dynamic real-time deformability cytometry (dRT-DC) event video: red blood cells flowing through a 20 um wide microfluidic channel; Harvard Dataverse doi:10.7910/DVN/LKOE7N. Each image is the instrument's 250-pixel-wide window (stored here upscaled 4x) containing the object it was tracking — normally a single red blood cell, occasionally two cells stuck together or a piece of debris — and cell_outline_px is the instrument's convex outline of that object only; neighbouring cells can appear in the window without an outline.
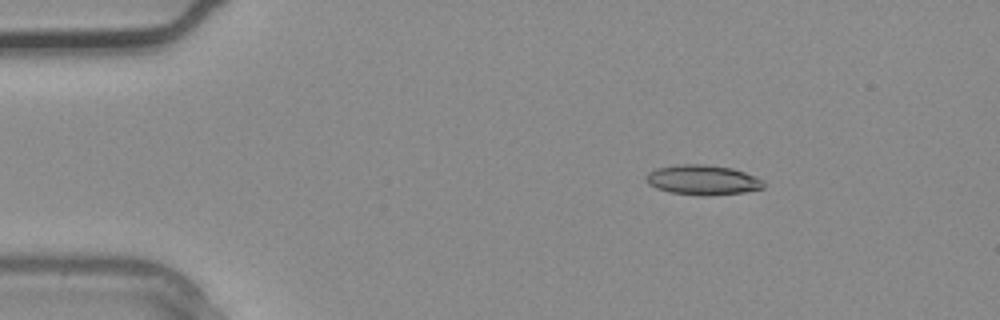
{"species": "common noctule bat (a hibernating species)", "species_latin": "Nyctalus noctula", "temperature_condition": "warm", "stored_images_in_passage": 4, "camera_frame_rate_fps": 3000, "um_per_image_px": 0.085, "animal": {"sex": "male", "body_mass_g": 20.4}, "frame": {"image": 1, "passage_image": 2, "time_ms": 0.333, "image_size_px": [1000, 320], "cell_outline_px": [[764, 188], [744, 192], [704, 196], [668, 192], [656, 188], [648, 184], [644, 180], [644, 176], [648, 172], [656, 168], [676, 164], [704, 164], [732, 168], [744, 172], [764, 180]], "centroid_in_image_um": [59.68, 15.29], "position_along_channel_um": 25.3, "area_um2": 20.69}}